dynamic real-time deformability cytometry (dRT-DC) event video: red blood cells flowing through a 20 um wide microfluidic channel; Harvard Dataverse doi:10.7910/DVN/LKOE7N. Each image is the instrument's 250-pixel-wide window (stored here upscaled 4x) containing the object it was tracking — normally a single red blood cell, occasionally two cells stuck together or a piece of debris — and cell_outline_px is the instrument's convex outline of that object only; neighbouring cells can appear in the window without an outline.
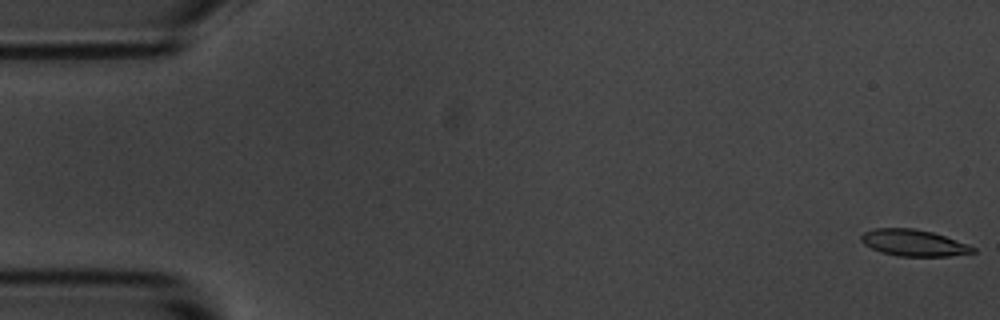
{"species": "common noctule bat (a hibernating species)", "species_latin": "Nyctalus noctula", "temperature_condition": "room temperature", "stored_images_in_passage": 6, "camera_frame_rate_fps": 3000, "um_per_image_px": 0.085, "animal": {"sex": "male", "body_mass_g": 20.1, "forearm_length_mm": 53.5}, "frame": {"image": 1, "passage_image": 1, "time_ms": 0.0, "image_size_px": [1000, 320], "cell_outline_px": [[976, 252], [948, 256], [896, 256], [880, 252], [864, 244], [860, 240], [860, 236], [864, 232], [876, 228], [912, 228], [932, 232], [968, 244], [976, 248]], "centroid_in_image_um": [77.64, 20.64], "position_along_channel_um": 7.4, "area_um2": 17.22}}
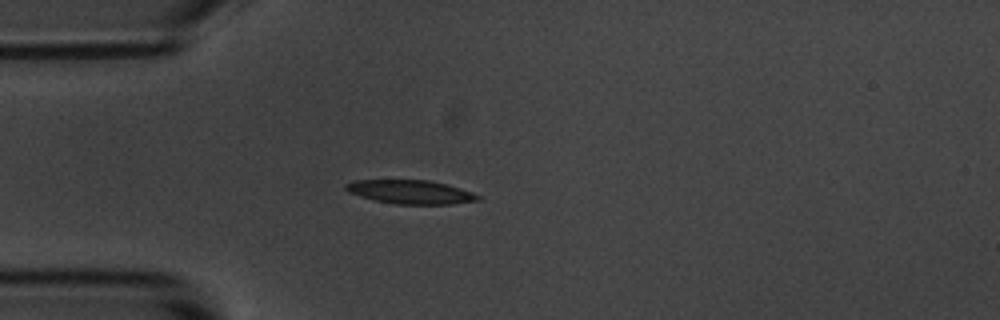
{"frame": {"image": 2, "passage_image": 5, "time_ms": 1.333, "image_size_px": [1000, 320], "cell_outline_px": [[480, 200], [452, 204], [396, 204], [372, 200], [348, 192], [344, 188], [344, 184], [356, 180], [428, 180], [460, 188], [472, 192], [480, 196]], "centroid_in_image_um": [34.86, 16.32], "position_along_channel_um": 50.1, "area_um2": 18.26}}